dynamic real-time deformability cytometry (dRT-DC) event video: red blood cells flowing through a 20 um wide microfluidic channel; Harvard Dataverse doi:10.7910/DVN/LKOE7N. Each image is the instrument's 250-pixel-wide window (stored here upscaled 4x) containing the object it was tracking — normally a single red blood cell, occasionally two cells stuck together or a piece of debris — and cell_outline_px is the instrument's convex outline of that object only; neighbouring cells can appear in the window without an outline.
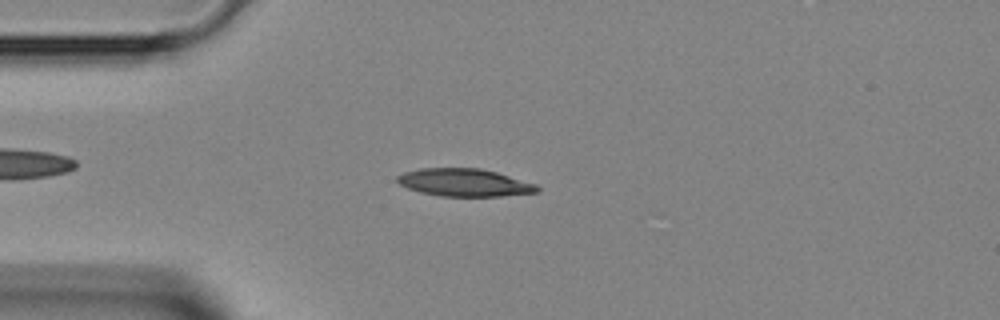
{"species": "Egyptian fruit bat (a non-hibernating species)", "species_latin": "Rousettus aegyptiacus", "temperature_condition": "room temperature", "stored_images_in_passage": 42, "camera_frame_rate_fps": 3000, "um_per_image_px": 0.085, "animal": {"sex": "female"}, "frame": {"image": 1, "passage_image": 9, "time_ms": 2.667, "image_size_px": [1000, 320], "cell_outline_px": [[540, 192], [500, 196], [440, 196], [420, 192], [408, 188], [400, 184], [396, 180], [396, 176], [404, 172], [420, 168], [480, 168], [496, 172], [536, 184], [540, 188]], "centroid_in_image_um": [39.47, 15.51], "position_along_channel_um": 45.5, "area_um2": 22.54}}
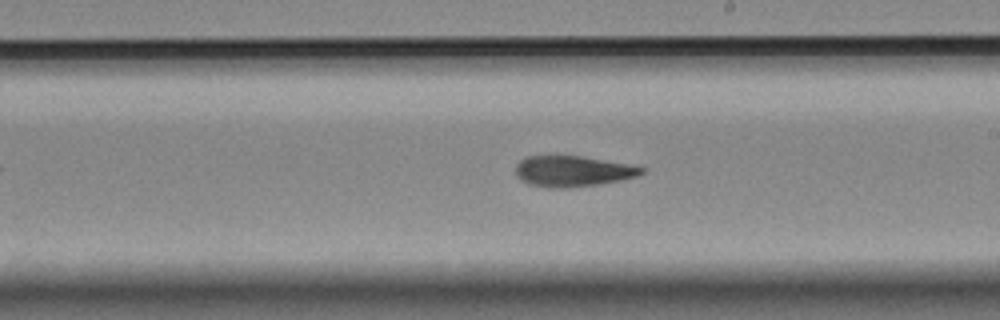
{"frame": {"image": 2, "passage_image": 23, "time_ms": 7.333, "image_size_px": [1000, 320], "cell_outline_px": [[644, 172], [636, 176], [620, 180], [596, 184], [564, 188], [556, 188], [532, 184], [520, 180], [516, 176], [516, 164], [520, 160], [528, 156], [580, 156], [640, 164], [644, 168]], "centroid_in_image_um": [48.75, 14.53], "position_along_channel_um": 240.3, "area_um2": 22.66}}
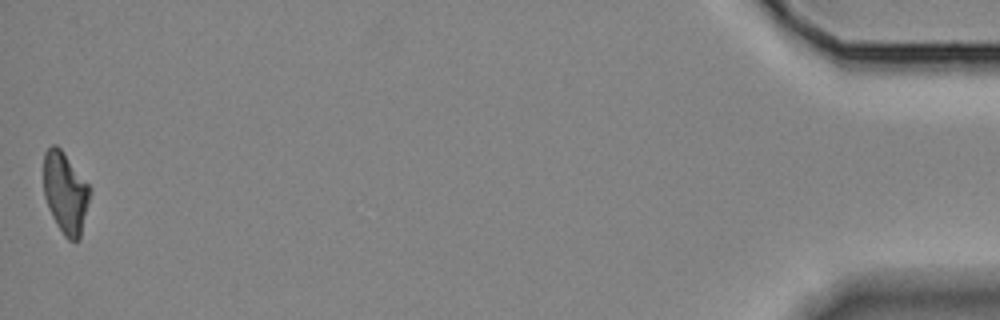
{"frame": {"image": 3, "passage_image": 42, "time_ms": 13.667, "image_size_px": [1000, 320], "cell_outline_px": [[92, 192], [80, 240], [68, 240], [64, 236], [56, 224], [48, 208], [44, 196], [44, 152], [52, 144], [56, 144], [64, 152], [92, 188]], "centroid_in_image_um": [5.58, 16.39], "position_along_channel_um": 429.6, "area_um2": 22.37}}